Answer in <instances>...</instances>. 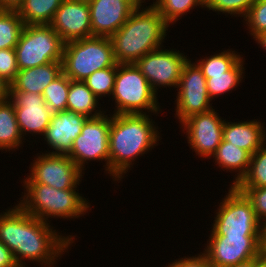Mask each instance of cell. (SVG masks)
Returning a JSON list of instances; mask_svg holds the SVG:
<instances>
[{"label": "cell", "mask_w": 266, "mask_h": 267, "mask_svg": "<svg viewBox=\"0 0 266 267\" xmlns=\"http://www.w3.org/2000/svg\"><path fill=\"white\" fill-rule=\"evenodd\" d=\"M8 209L0 213V241L19 267H27L25 260L54 267L58 257L74 243L75 236L59 235L49 222L28 214L18 204Z\"/></svg>", "instance_id": "1"}, {"label": "cell", "mask_w": 266, "mask_h": 267, "mask_svg": "<svg viewBox=\"0 0 266 267\" xmlns=\"http://www.w3.org/2000/svg\"><path fill=\"white\" fill-rule=\"evenodd\" d=\"M150 117L147 114L111 115L109 176L112 175L114 181L119 183L133 167L136 158L147 154L159 144V127Z\"/></svg>", "instance_id": "2"}, {"label": "cell", "mask_w": 266, "mask_h": 267, "mask_svg": "<svg viewBox=\"0 0 266 267\" xmlns=\"http://www.w3.org/2000/svg\"><path fill=\"white\" fill-rule=\"evenodd\" d=\"M168 27L154 6L136 7L125 24L110 37L116 62L135 63L145 54L164 47Z\"/></svg>", "instance_id": "3"}, {"label": "cell", "mask_w": 266, "mask_h": 267, "mask_svg": "<svg viewBox=\"0 0 266 267\" xmlns=\"http://www.w3.org/2000/svg\"><path fill=\"white\" fill-rule=\"evenodd\" d=\"M23 186L26 190L18 205L28 214L45 222H50V217L67 220L79 218L91 208L89 200L82 197L77 188L58 190L43 184Z\"/></svg>", "instance_id": "4"}, {"label": "cell", "mask_w": 266, "mask_h": 267, "mask_svg": "<svg viewBox=\"0 0 266 267\" xmlns=\"http://www.w3.org/2000/svg\"><path fill=\"white\" fill-rule=\"evenodd\" d=\"M117 64L109 37L92 36L64 43L62 72L71 80L84 81L93 72Z\"/></svg>", "instance_id": "5"}, {"label": "cell", "mask_w": 266, "mask_h": 267, "mask_svg": "<svg viewBox=\"0 0 266 267\" xmlns=\"http://www.w3.org/2000/svg\"><path fill=\"white\" fill-rule=\"evenodd\" d=\"M157 96L134 63L117 64L111 97L116 104L114 114H158L161 106Z\"/></svg>", "instance_id": "6"}, {"label": "cell", "mask_w": 266, "mask_h": 267, "mask_svg": "<svg viewBox=\"0 0 266 267\" xmlns=\"http://www.w3.org/2000/svg\"><path fill=\"white\" fill-rule=\"evenodd\" d=\"M216 211L210 236H263L264 226L256 218L251 202L234 186Z\"/></svg>", "instance_id": "7"}, {"label": "cell", "mask_w": 266, "mask_h": 267, "mask_svg": "<svg viewBox=\"0 0 266 267\" xmlns=\"http://www.w3.org/2000/svg\"><path fill=\"white\" fill-rule=\"evenodd\" d=\"M64 42L50 25H24L15 47L19 70L62 62Z\"/></svg>", "instance_id": "8"}, {"label": "cell", "mask_w": 266, "mask_h": 267, "mask_svg": "<svg viewBox=\"0 0 266 267\" xmlns=\"http://www.w3.org/2000/svg\"><path fill=\"white\" fill-rule=\"evenodd\" d=\"M105 112L95 118H88L83 124L81 134L73 141L72 149L67 156L84 172L88 161H103L105 171L109 174V130L111 115ZM86 163V164H85Z\"/></svg>", "instance_id": "9"}, {"label": "cell", "mask_w": 266, "mask_h": 267, "mask_svg": "<svg viewBox=\"0 0 266 267\" xmlns=\"http://www.w3.org/2000/svg\"><path fill=\"white\" fill-rule=\"evenodd\" d=\"M46 152L37 154L23 184H43L58 190L77 188L84 172L67 155Z\"/></svg>", "instance_id": "10"}, {"label": "cell", "mask_w": 266, "mask_h": 267, "mask_svg": "<svg viewBox=\"0 0 266 267\" xmlns=\"http://www.w3.org/2000/svg\"><path fill=\"white\" fill-rule=\"evenodd\" d=\"M174 50L161 47L145 54L134 63L156 94L163 86L178 88L183 66L189 58L179 50Z\"/></svg>", "instance_id": "11"}, {"label": "cell", "mask_w": 266, "mask_h": 267, "mask_svg": "<svg viewBox=\"0 0 266 267\" xmlns=\"http://www.w3.org/2000/svg\"><path fill=\"white\" fill-rule=\"evenodd\" d=\"M176 118L181 124L188 117L204 113L214 106L210 103L206 87V78L201 69L190 59L184 64L178 89H176Z\"/></svg>", "instance_id": "12"}, {"label": "cell", "mask_w": 266, "mask_h": 267, "mask_svg": "<svg viewBox=\"0 0 266 267\" xmlns=\"http://www.w3.org/2000/svg\"><path fill=\"white\" fill-rule=\"evenodd\" d=\"M205 251L212 267H231L263 252V236H210Z\"/></svg>", "instance_id": "13"}, {"label": "cell", "mask_w": 266, "mask_h": 267, "mask_svg": "<svg viewBox=\"0 0 266 267\" xmlns=\"http://www.w3.org/2000/svg\"><path fill=\"white\" fill-rule=\"evenodd\" d=\"M218 115L215 109H211L194 114L181 123L180 129L186 133L187 143L198 157L210 159L223 140L225 120Z\"/></svg>", "instance_id": "14"}, {"label": "cell", "mask_w": 266, "mask_h": 267, "mask_svg": "<svg viewBox=\"0 0 266 267\" xmlns=\"http://www.w3.org/2000/svg\"><path fill=\"white\" fill-rule=\"evenodd\" d=\"M9 100L14 104L22 137L25 139L24 136L28 133L32 136H43L53 114L43 96L38 93L9 90Z\"/></svg>", "instance_id": "15"}, {"label": "cell", "mask_w": 266, "mask_h": 267, "mask_svg": "<svg viewBox=\"0 0 266 267\" xmlns=\"http://www.w3.org/2000/svg\"><path fill=\"white\" fill-rule=\"evenodd\" d=\"M49 25L64 43L92 37L89 4L64 0Z\"/></svg>", "instance_id": "16"}, {"label": "cell", "mask_w": 266, "mask_h": 267, "mask_svg": "<svg viewBox=\"0 0 266 267\" xmlns=\"http://www.w3.org/2000/svg\"><path fill=\"white\" fill-rule=\"evenodd\" d=\"M89 4L92 36L111 37L136 8L129 0H92Z\"/></svg>", "instance_id": "17"}, {"label": "cell", "mask_w": 266, "mask_h": 267, "mask_svg": "<svg viewBox=\"0 0 266 267\" xmlns=\"http://www.w3.org/2000/svg\"><path fill=\"white\" fill-rule=\"evenodd\" d=\"M87 119L86 116L69 110L53 113L43 134L46 144L55 150L48 153L67 155L72 149L73 141L81 134Z\"/></svg>", "instance_id": "18"}, {"label": "cell", "mask_w": 266, "mask_h": 267, "mask_svg": "<svg viewBox=\"0 0 266 267\" xmlns=\"http://www.w3.org/2000/svg\"><path fill=\"white\" fill-rule=\"evenodd\" d=\"M264 123L255 119L241 122L224 121L223 141L246 150L252 155L266 142Z\"/></svg>", "instance_id": "19"}, {"label": "cell", "mask_w": 266, "mask_h": 267, "mask_svg": "<svg viewBox=\"0 0 266 267\" xmlns=\"http://www.w3.org/2000/svg\"><path fill=\"white\" fill-rule=\"evenodd\" d=\"M62 73V62H50L45 65L22 69L19 70L15 80L10 84L9 90L42 95L45 87Z\"/></svg>", "instance_id": "20"}, {"label": "cell", "mask_w": 266, "mask_h": 267, "mask_svg": "<svg viewBox=\"0 0 266 267\" xmlns=\"http://www.w3.org/2000/svg\"><path fill=\"white\" fill-rule=\"evenodd\" d=\"M212 157H215L213 159L215 165H218L223 171L237 172V175H234L236 176L235 180L230 184L234 186L247 173L251 155L246 150L222 140Z\"/></svg>", "instance_id": "21"}, {"label": "cell", "mask_w": 266, "mask_h": 267, "mask_svg": "<svg viewBox=\"0 0 266 267\" xmlns=\"http://www.w3.org/2000/svg\"><path fill=\"white\" fill-rule=\"evenodd\" d=\"M98 101L99 98L93 94L84 81L70 80L67 110L84 115L87 118L99 117L106 111L98 110Z\"/></svg>", "instance_id": "22"}, {"label": "cell", "mask_w": 266, "mask_h": 267, "mask_svg": "<svg viewBox=\"0 0 266 267\" xmlns=\"http://www.w3.org/2000/svg\"><path fill=\"white\" fill-rule=\"evenodd\" d=\"M64 0H23L15 10L24 25H49Z\"/></svg>", "instance_id": "23"}, {"label": "cell", "mask_w": 266, "mask_h": 267, "mask_svg": "<svg viewBox=\"0 0 266 267\" xmlns=\"http://www.w3.org/2000/svg\"><path fill=\"white\" fill-rule=\"evenodd\" d=\"M24 138L21 135L14 104L9 100L0 102V150L19 149Z\"/></svg>", "instance_id": "24"}, {"label": "cell", "mask_w": 266, "mask_h": 267, "mask_svg": "<svg viewBox=\"0 0 266 267\" xmlns=\"http://www.w3.org/2000/svg\"><path fill=\"white\" fill-rule=\"evenodd\" d=\"M244 58H242L230 71L223 74L210 75V78L206 79L207 93L211 100L218 98L222 94H226L242 82L244 77L243 72L245 69Z\"/></svg>", "instance_id": "25"}, {"label": "cell", "mask_w": 266, "mask_h": 267, "mask_svg": "<svg viewBox=\"0 0 266 267\" xmlns=\"http://www.w3.org/2000/svg\"><path fill=\"white\" fill-rule=\"evenodd\" d=\"M235 188L266 187V142L251 155L247 173L234 185Z\"/></svg>", "instance_id": "26"}, {"label": "cell", "mask_w": 266, "mask_h": 267, "mask_svg": "<svg viewBox=\"0 0 266 267\" xmlns=\"http://www.w3.org/2000/svg\"><path fill=\"white\" fill-rule=\"evenodd\" d=\"M232 49L223 50L221 53H215L214 55L207 56L204 59L196 60V64L201 69L205 78H210V75L223 74L230 71L241 59L240 54H236Z\"/></svg>", "instance_id": "27"}, {"label": "cell", "mask_w": 266, "mask_h": 267, "mask_svg": "<svg viewBox=\"0 0 266 267\" xmlns=\"http://www.w3.org/2000/svg\"><path fill=\"white\" fill-rule=\"evenodd\" d=\"M23 27L15 10L0 9V49H15Z\"/></svg>", "instance_id": "28"}, {"label": "cell", "mask_w": 266, "mask_h": 267, "mask_svg": "<svg viewBox=\"0 0 266 267\" xmlns=\"http://www.w3.org/2000/svg\"><path fill=\"white\" fill-rule=\"evenodd\" d=\"M70 80V78L62 73L45 87L42 96L53 113L67 110Z\"/></svg>", "instance_id": "29"}, {"label": "cell", "mask_w": 266, "mask_h": 267, "mask_svg": "<svg viewBox=\"0 0 266 267\" xmlns=\"http://www.w3.org/2000/svg\"><path fill=\"white\" fill-rule=\"evenodd\" d=\"M153 0V4L164 20L170 25L177 23L182 15L196 6L205 8V0Z\"/></svg>", "instance_id": "30"}, {"label": "cell", "mask_w": 266, "mask_h": 267, "mask_svg": "<svg viewBox=\"0 0 266 267\" xmlns=\"http://www.w3.org/2000/svg\"><path fill=\"white\" fill-rule=\"evenodd\" d=\"M116 73L117 65L93 72L84 82L97 98L102 99L106 95L111 97Z\"/></svg>", "instance_id": "31"}, {"label": "cell", "mask_w": 266, "mask_h": 267, "mask_svg": "<svg viewBox=\"0 0 266 267\" xmlns=\"http://www.w3.org/2000/svg\"><path fill=\"white\" fill-rule=\"evenodd\" d=\"M256 0H205V8L231 16L245 17Z\"/></svg>", "instance_id": "32"}, {"label": "cell", "mask_w": 266, "mask_h": 267, "mask_svg": "<svg viewBox=\"0 0 266 267\" xmlns=\"http://www.w3.org/2000/svg\"><path fill=\"white\" fill-rule=\"evenodd\" d=\"M243 20L247 24L248 33L253 36V39L266 31V0H256Z\"/></svg>", "instance_id": "33"}, {"label": "cell", "mask_w": 266, "mask_h": 267, "mask_svg": "<svg viewBox=\"0 0 266 267\" xmlns=\"http://www.w3.org/2000/svg\"><path fill=\"white\" fill-rule=\"evenodd\" d=\"M251 202L258 221L266 225V187L261 188H236Z\"/></svg>", "instance_id": "34"}, {"label": "cell", "mask_w": 266, "mask_h": 267, "mask_svg": "<svg viewBox=\"0 0 266 267\" xmlns=\"http://www.w3.org/2000/svg\"><path fill=\"white\" fill-rule=\"evenodd\" d=\"M18 72L15 49H0V77L10 85Z\"/></svg>", "instance_id": "35"}, {"label": "cell", "mask_w": 266, "mask_h": 267, "mask_svg": "<svg viewBox=\"0 0 266 267\" xmlns=\"http://www.w3.org/2000/svg\"><path fill=\"white\" fill-rule=\"evenodd\" d=\"M166 267H212L206 256L200 252L197 256L178 258Z\"/></svg>", "instance_id": "36"}, {"label": "cell", "mask_w": 266, "mask_h": 267, "mask_svg": "<svg viewBox=\"0 0 266 267\" xmlns=\"http://www.w3.org/2000/svg\"><path fill=\"white\" fill-rule=\"evenodd\" d=\"M0 267H19L12 252L0 241Z\"/></svg>", "instance_id": "37"}, {"label": "cell", "mask_w": 266, "mask_h": 267, "mask_svg": "<svg viewBox=\"0 0 266 267\" xmlns=\"http://www.w3.org/2000/svg\"><path fill=\"white\" fill-rule=\"evenodd\" d=\"M23 0H0V9L16 10Z\"/></svg>", "instance_id": "38"}, {"label": "cell", "mask_w": 266, "mask_h": 267, "mask_svg": "<svg viewBox=\"0 0 266 267\" xmlns=\"http://www.w3.org/2000/svg\"><path fill=\"white\" fill-rule=\"evenodd\" d=\"M9 84L0 77V102L9 99Z\"/></svg>", "instance_id": "39"}, {"label": "cell", "mask_w": 266, "mask_h": 267, "mask_svg": "<svg viewBox=\"0 0 266 267\" xmlns=\"http://www.w3.org/2000/svg\"><path fill=\"white\" fill-rule=\"evenodd\" d=\"M255 267H266V253L262 252L255 257Z\"/></svg>", "instance_id": "40"}, {"label": "cell", "mask_w": 266, "mask_h": 267, "mask_svg": "<svg viewBox=\"0 0 266 267\" xmlns=\"http://www.w3.org/2000/svg\"><path fill=\"white\" fill-rule=\"evenodd\" d=\"M254 41H256L263 49L266 50V31L257 35L254 38Z\"/></svg>", "instance_id": "41"}, {"label": "cell", "mask_w": 266, "mask_h": 267, "mask_svg": "<svg viewBox=\"0 0 266 267\" xmlns=\"http://www.w3.org/2000/svg\"><path fill=\"white\" fill-rule=\"evenodd\" d=\"M231 267H255V258L240 262L239 264H236Z\"/></svg>", "instance_id": "42"}, {"label": "cell", "mask_w": 266, "mask_h": 267, "mask_svg": "<svg viewBox=\"0 0 266 267\" xmlns=\"http://www.w3.org/2000/svg\"><path fill=\"white\" fill-rule=\"evenodd\" d=\"M133 5L136 7H143L142 3H144L146 0H129Z\"/></svg>", "instance_id": "43"}, {"label": "cell", "mask_w": 266, "mask_h": 267, "mask_svg": "<svg viewBox=\"0 0 266 267\" xmlns=\"http://www.w3.org/2000/svg\"><path fill=\"white\" fill-rule=\"evenodd\" d=\"M263 252L266 253V225L263 230Z\"/></svg>", "instance_id": "44"}, {"label": "cell", "mask_w": 266, "mask_h": 267, "mask_svg": "<svg viewBox=\"0 0 266 267\" xmlns=\"http://www.w3.org/2000/svg\"><path fill=\"white\" fill-rule=\"evenodd\" d=\"M75 1H80V2H85V3H90L92 0H75Z\"/></svg>", "instance_id": "45"}]
</instances>
